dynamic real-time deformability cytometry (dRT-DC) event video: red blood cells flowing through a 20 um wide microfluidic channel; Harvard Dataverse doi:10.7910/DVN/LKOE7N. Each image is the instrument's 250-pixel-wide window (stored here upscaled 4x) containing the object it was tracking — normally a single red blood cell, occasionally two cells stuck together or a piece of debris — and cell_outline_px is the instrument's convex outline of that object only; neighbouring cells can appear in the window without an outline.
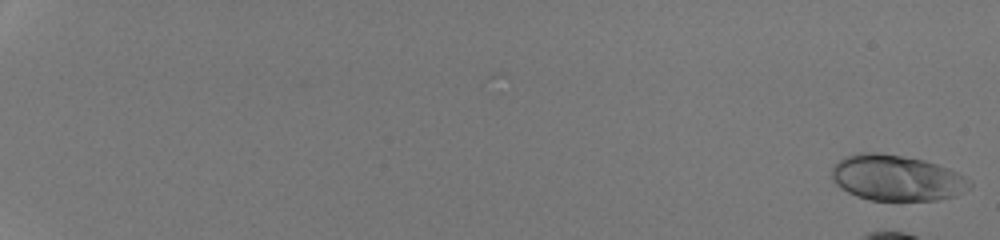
{"species": "human", "species_latin": "Homo sapiens", "temperature_condition": "room temperature", "stored_images_in_passage": 9, "camera_frame_rate_fps": 3000, "um_per_image_px": 0.085, "donor": {"sex": "male"}, "frame": {"image": 1, "passage_image": 1, "time_ms": 0.0, "image_size_px": [1000, 240], "cell_outline_px": [[972, 184], [964, 192], [956, 196], [940, 200], [868, 200], [856, 196], [848, 192], [836, 184], [832, 180], [832, 168], [844, 156], [860, 152], [880, 152], [924, 160], [948, 168], [956, 172]], "centroid_in_image_um": [76.19, 15.12], "position_along_channel_um": 8.8, "area_um2": 36.7}}